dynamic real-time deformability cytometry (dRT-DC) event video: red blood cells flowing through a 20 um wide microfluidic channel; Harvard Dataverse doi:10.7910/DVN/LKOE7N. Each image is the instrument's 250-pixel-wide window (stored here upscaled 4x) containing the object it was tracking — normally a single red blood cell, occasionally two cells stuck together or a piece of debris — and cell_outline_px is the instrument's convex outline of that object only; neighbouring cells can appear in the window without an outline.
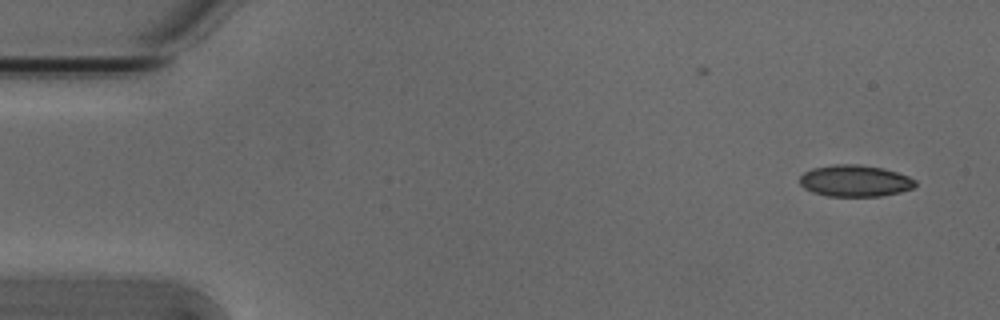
{"species": "Egyptian fruit bat (a non-hibernating species)", "species_latin": "Rousettus aegyptiacus", "temperature_condition": "cold", "stored_images_in_passage": 6, "camera_frame_rate_fps": 3000, "um_per_image_px": 0.085, "animal": {"sex": "male"}, "frame": {"image": 1, "passage_image": 1, "time_ms": 0.0, "image_size_px": [1000, 320], "cell_outline_px": [[916, 184], [912, 188], [900, 192], [880, 196], [828, 196], [812, 192], [804, 188], [800, 184], [800, 176], [804, 172], [812, 168], [832, 164], [856, 164], [884, 168], [908, 176], [916, 180]], "centroid_in_image_um": [72.65, 15.36], "position_along_channel_um": 12.3, "area_um2": 21.33}}
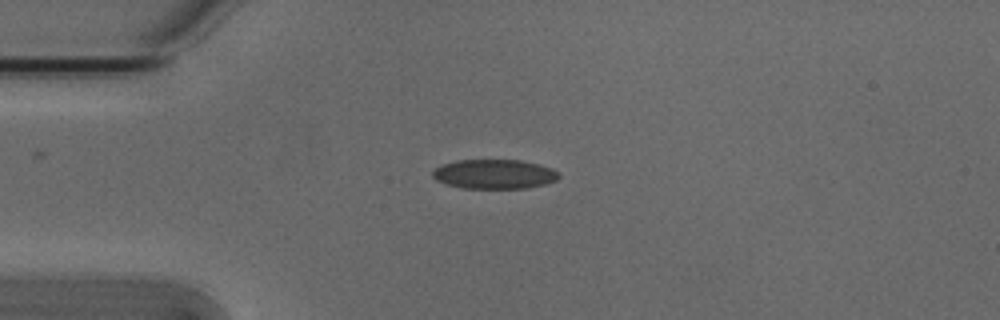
{"frame": {"image": 2, "passage_image": 3, "time_ms": 0.667, "image_size_px": [1000, 320], "cell_outline_px": [[560, 176], [556, 180], [544, 184], [528, 188], [460, 188], [444, 184], [436, 180], [432, 176], [432, 172], [440, 164], [456, 160], [520, 160], [540, 164], [552, 168], [560, 172]], "centroid_in_image_um": [42.0, 14.8], "position_along_channel_um": 43.0, "area_um2": 21.91}}
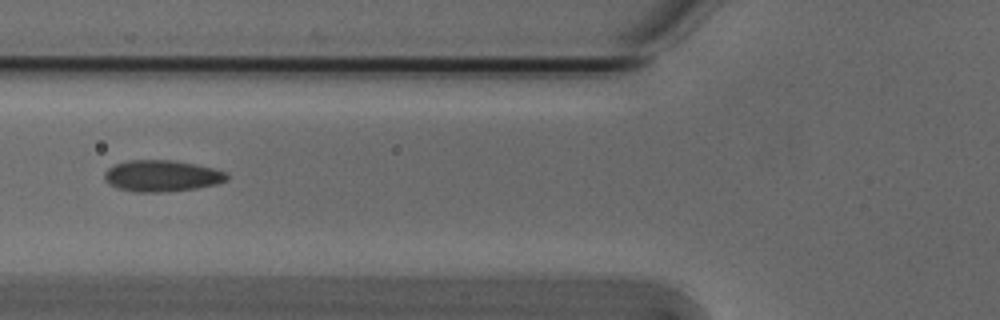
{"frame": {"image": 3, "passage_image": 5, "time_ms": 1.333, "image_size_px": [1000, 320], "cell_outline_px": [[228, 180], [216, 184], [196, 188], [160, 192], [136, 192], [116, 188], [108, 184], [104, 180], [104, 172], [108, 168], [116, 164], [128, 160], [176, 160], [196, 164], [212, 168], [224, 172], [228, 176]], "centroid_in_image_um": [13.71, 14.95], "position_along_channel_um": 112.1, "area_um2": 22.43}}